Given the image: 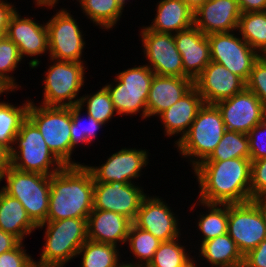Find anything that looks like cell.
I'll use <instances>...</instances> for the list:
<instances>
[{
	"label": "cell",
	"instance_id": "29",
	"mask_svg": "<svg viewBox=\"0 0 266 267\" xmlns=\"http://www.w3.org/2000/svg\"><path fill=\"white\" fill-rule=\"evenodd\" d=\"M79 2L93 23L105 29L115 26L125 7L120 0H79Z\"/></svg>",
	"mask_w": 266,
	"mask_h": 267
},
{
	"label": "cell",
	"instance_id": "53",
	"mask_svg": "<svg viewBox=\"0 0 266 267\" xmlns=\"http://www.w3.org/2000/svg\"><path fill=\"white\" fill-rule=\"evenodd\" d=\"M3 36H4V35L0 32V40L3 38Z\"/></svg>",
	"mask_w": 266,
	"mask_h": 267
},
{
	"label": "cell",
	"instance_id": "2",
	"mask_svg": "<svg viewBox=\"0 0 266 267\" xmlns=\"http://www.w3.org/2000/svg\"><path fill=\"white\" fill-rule=\"evenodd\" d=\"M94 180L86 165L65 166L50 176L46 221L88 218L93 210Z\"/></svg>",
	"mask_w": 266,
	"mask_h": 267
},
{
	"label": "cell",
	"instance_id": "28",
	"mask_svg": "<svg viewBox=\"0 0 266 267\" xmlns=\"http://www.w3.org/2000/svg\"><path fill=\"white\" fill-rule=\"evenodd\" d=\"M237 30L248 45L266 55V11L241 13Z\"/></svg>",
	"mask_w": 266,
	"mask_h": 267
},
{
	"label": "cell",
	"instance_id": "17",
	"mask_svg": "<svg viewBox=\"0 0 266 267\" xmlns=\"http://www.w3.org/2000/svg\"><path fill=\"white\" fill-rule=\"evenodd\" d=\"M147 155L145 150L125 148L112 154L106 163L100 167H86L91 172L94 182L131 183V179L139 177L141 168L147 165Z\"/></svg>",
	"mask_w": 266,
	"mask_h": 267
},
{
	"label": "cell",
	"instance_id": "31",
	"mask_svg": "<svg viewBox=\"0 0 266 267\" xmlns=\"http://www.w3.org/2000/svg\"><path fill=\"white\" fill-rule=\"evenodd\" d=\"M127 242H129L131 252L140 261L138 262L139 264H132L131 262L124 265L128 267H146L162 241L132 223L128 232Z\"/></svg>",
	"mask_w": 266,
	"mask_h": 267
},
{
	"label": "cell",
	"instance_id": "40",
	"mask_svg": "<svg viewBox=\"0 0 266 267\" xmlns=\"http://www.w3.org/2000/svg\"><path fill=\"white\" fill-rule=\"evenodd\" d=\"M247 135L250 145V160L266 158V118L254 126ZM263 136L265 138H262Z\"/></svg>",
	"mask_w": 266,
	"mask_h": 267
},
{
	"label": "cell",
	"instance_id": "32",
	"mask_svg": "<svg viewBox=\"0 0 266 267\" xmlns=\"http://www.w3.org/2000/svg\"><path fill=\"white\" fill-rule=\"evenodd\" d=\"M233 158L250 159L247 134L226 130L212 154L204 161H224Z\"/></svg>",
	"mask_w": 266,
	"mask_h": 267
},
{
	"label": "cell",
	"instance_id": "16",
	"mask_svg": "<svg viewBox=\"0 0 266 267\" xmlns=\"http://www.w3.org/2000/svg\"><path fill=\"white\" fill-rule=\"evenodd\" d=\"M205 104H216L241 92L246 83L229 69L211 61L194 80Z\"/></svg>",
	"mask_w": 266,
	"mask_h": 267
},
{
	"label": "cell",
	"instance_id": "49",
	"mask_svg": "<svg viewBox=\"0 0 266 267\" xmlns=\"http://www.w3.org/2000/svg\"><path fill=\"white\" fill-rule=\"evenodd\" d=\"M193 11L197 10L207 0H182Z\"/></svg>",
	"mask_w": 266,
	"mask_h": 267
},
{
	"label": "cell",
	"instance_id": "11",
	"mask_svg": "<svg viewBox=\"0 0 266 267\" xmlns=\"http://www.w3.org/2000/svg\"><path fill=\"white\" fill-rule=\"evenodd\" d=\"M227 233L235 241L243 256L266 238L265 222L251 200L228 204Z\"/></svg>",
	"mask_w": 266,
	"mask_h": 267
},
{
	"label": "cell",
	"instance_id": "54",
	"mask_svg": "<svg viewBox=\"0 0 266 267\" xmlns=\"http://www.w3.org/2000/svg\"><path fill=\"white\" fill-rule=\"evenodd\" d=\"M123 4H125L126 0H120Z\"/></svg>",
	"mask_w": 266,
	"mask_h": 267
},
{
	"label": "cell",
	"instance_id": "23",
	"mask_svg": "<svg viewBox=\"0 0 266 267\" xmlns=\"http://www.w3.org/2000/svg\"><path fill=\"white\" fill-rule=\"evenodd\" d=\"M132 223L122 214L93 209L87 219L88 240L115 246L118 241L125 243Z\"/></svg>",
	"mask_w": 266,
	"mask_h": 267
},
{
	"label": "cell",
	"instance_id": "36",
	"mask_svg": "<svg viewBox=\"0 0 266 267\" xmlns=\"http://www.w3.org/2000/svg\"><path fill=\"white\" fill-rule=\"evenodd\" d=\"M84 103H87V114L102 124L108 122L114 115V112H116L110 94L105 86L92 96H82L79 105L83 106Z\"/></svg>",
	"mask_w": 266,
	"mask_h": 267
},
{
	"label": "cell",
	"instance_id": "10",
	"mask_svg": "<svg viewBox=\"0 0 266 267\" xmlns=\"http://www.w3.org/2000/svg\"><path fill=\"white\" fill-rule=\"evenodd\" d=\"M210 45L211 61L223 65L239 76L245 83L260 54L230 32L212 33L207 35Z\"/></svg>",
	"mask_w": 266,
	"mask_h": 267
},
{
	"label": "cell",
	"instance_id": "14",
	"mask_svg": "<svg viewBox=\"0 0 266 267\" xmlns=\"http://www.w3.org/2000/svg\"><path fill=\"white\" fill-rule=\"evenodd\" d=\"M144 54L156 75L188 77L183 71V61L176 48L174 35L157 33L144 27L141 31Z\"/></svg>",
	"mask_w": 266,
	"mask_h": 267
},
{
	"label": "cell",
	"instance_id": "5",
	"mask_svg": "<svg viewBox=\"0 0 266 267\" xmlns=\"http://www.w3.org/2000/svg\"><path fill=\"white\" fill-rule=\"evenodd\" d=\"M27 117L39 129L47 146L65 166H79L70 159L71 146V107L45 106L37 107L30 101Z\"/></svg>",
	"mask_w": 266,
	"mask_h": 267
},
{
	"label": "cell",
	"instance_id": "24",
	"mask_svg": "<svg viewBox=\"0 0 266 267\" xmlns=\"http://www.w3.org/2000/svg\"><path fill=\"white\" fill-rule=\"evenodd\" d=\"M203 105L204 101L202 96L199 94L197 88L193 86L180 100L160 114L166 135L183 134L175 144L187 134L199 109Z\"/></svg>",
	"mask_w": 266,
	"mask_h": 267
},
{
	"label": "cell",
	"instance_id": "27",
	"mask_svg": "<svg viewBox=\"0 0 266 267\" xmlns=\"http://www.w3.org/2000/svg\"><path fill=\"white\" fill-rule=\"evenodd\" d=\"M201 256L213 267H242L244 256L228 233L201 243Z\"/></svg>",
	"mask_w": 266,
	"mask_h": 267
},
{
	"label": "cell",
	"instance_id": "15",
	"mask_svg": "<svg viewBox=\"0 0 266 267\" xmlns=\"http://www.w3.org/2000/svg\"><path fill=\"white\" fill-rule=\"evenodd\" d=\"M145 197L142 189L133 183L94 182L93 209L113 211L133 222Z\"/></svg>",
	"mask_w": 266,
	"mask_h": 267
},
{
	"label": "cell",
	"instance_id": "8",
	"mask_svg": "<svg viewBox=\"0 0 266 267\" xmlns=\"http://www.w3.org/2000/svg\"><path fill=\"white\" fill-rule=\"evenodd\" d=\"M154 72L142 65L120 72L115 78V87L106 85L116 114H137L142 109V118H147V98Z\"/></svg>",
	"mask_w": 266,
	"mask_h": 267
},
{
	"label": "cell",
	"instance_id": "39",
	"mask_svg": "<svg viewBox=\"0 0 266 267\" xmlns=\"http://www.w3.org/2000/svg\"><path fill=\"white\" fill-rule=\"evenodd\" d=\"M246 88L260 99L266 110V55L260 56L255 62L246 81Z\"/></svg>",
	"mask_w": 266,
	"mask_h": 267
},
{
	"label": "cell",
	"instance_id": "34",
	"mask_svg": "<svg viewBox=\"0 0 266 267\" xmlns=\"http://www.w3.org/2000/svg\"><path fill=\"white\" fill-rule=\"evenodd\" d=\"M200 203L207 206L210 210L208 214L201 215L198 222L199 230L203 234L202 242L226 234L228 225V204L206 203L203 201H200ZM219 205L223 206L224 209Z\"/></svg>",
	"mask_w": 266,
	"mask_h": 267
},
{
	"label": "cell",
	"instance_id": "48",
	"mask_svg": "<svg viewBox=\"0 0 266 267\" xmlns=\"http://www.w3.org/2000/svg\"><path fill=\"white\" fill-rule=\"evenodd\" d=\"M251 201L257 206L266 225V197L264 195L252 198Z\"/></svg>",
	"mask_w": 266,
	"mask_h": 267
},
{
	"label": "cell",
	"instance_id": "35",
	"mask_svg": "<svg viewBox=\"0 0 266 267\" xmlns=\"http://www.w3.org/2000/svg\"><path fill=\"white\" fill-rule=\"evenodd\" d=\"M192 259L185 248L178 244L177 238L160 243L152 260L146 267H187Z\"/></svg>",
	"mask_w": 266,
	"mask_h": 267
},
{
	"label": "cell",
	"instance_id": "4",
	"mask_svg": "<svg viewBox=\"0 0 266 267\" xmlns=\"http://www.w3.org/2000/svg\"><path fill=\"white\" fill-rule=\"evenodd\" d=\"M14 143L18 144L19 151L10 150V166L17 170L51 176L65 167L28 117L22 122Z\"/></svg>",
	"mask_w": 266,
	"mask_h": 267
},
{
	"label": "cell",
	"instance_id": "3",
	"mask_svg": "<svg viewBox=\"0 0 266 267\" xmlns=\"http://www.w3.org/2000/svg\"><path fill=\"white\" fill-rule=\"evenodd\" d=\"M88 218H66L58 221H45L37 228L46 225V243L35 267H63L78 254L80 247L88 240Z\"/></svg>",
	"mask_w": 266,
	"mask_h": 267
},
{
	"label": "cell",
	"instance_id": "21",
	"mask_svg": "<svg viewBox=\"0 0 266 267\" xmlns=\"http://www.w3.org/2000/svg\"><path fill=\"white\" fill-rule=\"evenodd\" d=\"M6 36L18 46L21 57H32L49 50L47 25H39L28 17L20 18L16 11L9 19Z\"/></svg>",
	"mask_w": 266,
	"mask_h": 267
},
{
	"label": "cell",
	"instance_id": "6",
	"mask_svg": "<svg viewBox=\"0 0 266 267\" xmlns=\"http://www.w3.org/2000/svg\"><path fill=\"white\" fill-rule=\"evenodd\" d=\"M5 177L7 185L2 190L20 201L36 226L43 224L49 210L50 176L24 172L10 166L3 173L2 178Z\"/></svg>",
	"mask_w": 266,
	"mask_h": 267
},
{
	"label": "cell",
	"instance_id": "22",
	"mask_svg": "<svg viewBox=\"0 0 266 267\" xmlns=\"http://www.w3.org/2000/svg\"><path fill=\"white\" fill-rule=\"evenodd\" d=\"M194 86L189 77L160 76L154 74L147 98V117L160 115L176 103Z\"/></svg>",
	"mask_w": 266,
	"mask_h": 267
},
{
	"label": "cell",
	"instance_id": "18",
	"mask_svg": "<svg viewBox=\"0 0 266 267\" xmlns=\"http://www.w3.org/2000/svg\"><path fill=\"white\" fill-rule=\"evenodd\" d=\"M133 224L148 231L162 242L180 237L177 219L169 206L159 197L146 196L143 199Z\"/></svg>",
	"mask_w": 266,
	"mask_h": 267
},
{
	"label": "cell",
	"instance_id": "7",
	"mask_svg": "<svg viewBox=\"0 0 266 267\" xmlns=\"http://www.w3.org/2000/svg\"><path fill=\"white\" fill-rule=\"evenodd\" d=\"M226 131L220 110L215 104H205L199 109L187 134L176 144L182 156L197 157L195 168L206 160L219 144ZM199 158V160H198Z\"/></svg>",
	"mask_w": 266,
	"mask_h": 267
},
{
	"label": "cell",
	"instance_id": "42",
	"mask_svg": "<svg viewBox=\"0 0 266 267\" xmlns=\"http://www.w3.org/2000/svg\"><path fill=\"white\" fill-rule=\"evenodd\" d=\"M22 248L20 242L14 249L0 254V267H35V261Z\"/></svg>",
	"mask_w": 266,
	"mask_h": 267
},
{
	"label": "cell",
	"instance_id": "12",
	"mask_svg": "<svg viewBox=\"0 0 266 267\" xmlns=\"http://www.w3.org/2000/svg\"><path fill=\"white\" fill-rule=\"evenodd\" d=\"M46 25L51 61L83 62L81 56L85 42L71 14L62 9Z\"/></svg>",
	"mask_w": 266,
	"mask_h": 267
},
{
	"label": "cell",
	"instance_id": "30",
	"mask_svg": "<svg viewBox=\"0 0 266 267\" xmlns=\"http://www.w3.org/2000/svg\"><path fill=\"white\" fill-rule=\"evenodd\" d=\"M30 101L22 107L0 102V144L13 149L15 137L17 136L22 122L27 118ZM25 105V106H24ZM11 144V145H10Z\"/></svg>",
	"mask_w": 266,
	"mask_h": 267
},
{
	"label": "cell",
	"instance_id": "47",
	"mask_svg": "<svg viewBox=\"0 0 266 267\" xmlns=\"http://www.w3.org/2000/svg\"><path fill=\"white\" fill-rule=\"evenodd\" d=\"M10 167V150L4 145L0 144V175Z\"/></svg>",
	"mask_w": 266,
	"mask_h": 267
},
{
	"label": "cell",
	"instance_id": "25",
	"mask_svg": "<svg viewBox=\"0 0 266 267\" xmlns=\"http://www.w3.org/2000/svg\"><path fill=\"white\" fill-rule=\"evenodd\" d=\"M149 30L157 33L174 34L194 25V11L182 0H161L156 17Z\"/></svg>",
	"mask_w": 266,
	"mask_h": 267
},
{
	"label": "cell",
	"instance_id": "45",
	"mask_svg": "<svg viewBox=\"0 0 266 267\" xmlns=\"http://www.w3.org/2000/svg\"><path fill=\"white\" fill-rule=\"evenodd\" d=\"M241 13L266 11V0H237Z\"/></svg>",
	"mask_w": 266,
	"mask_h": 267
},
{
	"label": "cell",
	"instance_id": "26",
	"mask_svg": "<svg viewBox=\"0 0 266 267\" xmlns=\"http://www.w3.org/2000/svg\"><path fill=\"white\" fill-rule=\"evenodd\" d=\"M37 226L29 218L25 208L18 199L0 191V229L11 233L21 242Z\"/></svg>",
	"mask_w": 266,
	"mask_h": 267
},
{
	"label": "cell",
	"instance_id": "20",
	"mask_svg": "<svg viewBox=\"0 0 266 267\" xmlns=\"http://www.w3.org/2000/svg\"><path fill=\"white\" fill-rule=\"evenodd\" d=\"M174 39L182 57L183 71L194 81L211 62L207 35L193 25L174 34Z\"/></svg>",
	"mask_w": 266,
	"mask_h": 267
},
{
	"label": "cell",
	"instance_id": "52",
	"mask_svg": "<svg viewBox=\"0 0 266 267\" xmlns=\"http://www.w3.org/2000/svg\"><path fill=\"white\" fill-rule=\"evenodd\" d=\"M187 267H196L195 263L192 261Z\"/></svg>",
	"mask_w": 266,
	"mask_h": 267
},
{
	"label": "cell",
	"instance_id": "46",
	"mask_svg": "<svg viewBox=\"0 0 266 267\" xmlns=\"http://www.w3.org/2000/svg\"><path fill=\"white\" fill-rule=\"evenodd\" d=\"M20 242L13 234L0 229V254L14 249Z\"/></svg>",
	"mask_w": 266,
	"mask_h": 267
},
{
	"label": "cell",
	"instance_id": "9",
	"mask_svg": "<svg viewBox=\"0 0 266 267\" xmlns=\"http://www.w3.org/2000/svg\"><path fill=\"white\" fill-rule=\"evenodd\" d=\"M84 71L83 62L56 60L46 72L42 104L59 107L78 105L80 99L75 98L84 85Z\"/></svg>",
	"mask_w": 266,
	"mask_h": 267
},
{
	"label": "cell",
	"instance_id": "13",
	"mask_svg": "<svg viewBox=\"0 0 266 267\" xmlns=\"http://www.w3.org/2000/svg\"><path fill=\"white\" fill-rule=\"evenodd\" d=\"M221 112L226 130L248 134L266 118L260 99L246 87L231 98L215 104Z\"/></svg>",
	"mask_w": 266,
	"mask_h": 267
},
{
	"label": "cell",
	"instance_id": "19",
	"mask_svg": "<svg viewBox=\"0 0 266 267\" xmlns=\"http://www.w3.org/2000/svg\"><path fill=\"white\" fill-rule=\"evenodd\" d=\"M241 10L237 0H207L194 11V25L205 35L238 29Z\"/></svg>",
	"mask_w": 266,
	"mask_h": 267
},
{
	"label": "cell",
	"instance_id": "33",
	"mask_svg": "<svg viewBox=\"0 0 266 267\" xmlns=\"http://www.w3.org/2000/svg\"><path fill=\"white\" fill-rule=\"evenodd\" d=\"M117 247L112 244L97 243L87 240L79 249L83 254L81 267H122L119 263Z\"/></svg>",
	"mask_w": 266,
	"mask_h": 267
},
{
	"label": "cell",
	"instance_id": "51",
	"mask_svg": "<svg viewBox=\"0 0 266 267\" xmlns=\"http://www.w3.org/2000/svg\"><path fill=\"white\" fill-rule=\"evenodd\" d=\"M7 92V91H13L6 83H4L1 79H0V95L3 92Z\"/></svg>",
	"mask_w": 266,
	"mask_h": 267
},
{
	"label": "cell",
	"instance_id": "50",
	"mask_svg": "<svg viewBox=\"0 0 266 267\" xmlns=\"http://www.w3.org/2000/svg\"><path fill=\"white\" fill-rule=\"evenodd\" d=\"M58 0H35L38 6L53 7Z\"/></svg>",
	"mask_w": 266,
	"mask_h": 267
},
{
	"label": "cell",
	"instance_id": "38",
	"mask_svg": "<svg viewBox=\"0 0 266 267\" xmlns=\"http://www.w3.org/2000/svg\"><path fill=\"white\" fill-rule=\"evenodd\" d=\"M21 57L18 46L7 36L0 40V79L6 83L12 90L17 89L14 78L7 75V72L14 71Z\"/></svg>",
	"mask_w": 266,
	"mask_h": 267
},
{
	"label": "cell",
	"instance_id": "37",
	"mask_svg": "<svg viewBox=\"0 0 266 267\" xmlns=\"http://www.w3.org/2000/svg\"><path fill=\"white\" fill-rule=\"evenodd\" d=\"M82 106L74 105L71 107V146L74 148L77 144H89L95 137L96 131L103 126L102 123L95 120L92 116L87 114L88 124H83L81 119ZM82 121V122H81ZM83 124V125H82Z\"/></svg>",
	"mask_w": 266,
	"mask_h": 267
},
{
	"label": "cell",
	"instance_id": "1",
	"mask_svg": "<svg viewBox=\"0 0 266 267\" xmlns=\"http://www.w3.org/2000/svg\"><path fill=\"white\" fill-rule=\"evenodd\" d=\"M193 170L201 189L199 201L235 204L251 200L250 159L203 161Z\"/></svg>",
	"mask_w": 266,
	"mask_h": 267
},
{
	"label": "cell",
	"instance_id": "44",
	"mask_svg": "<svg viewBox=\"0 0 266 267\" xmlns=\"http://www.w3.org/2000/svg\"><path fill=\"white\" fill-rule=\"evenodd\" d=\"M14 6L0 0V32L6 36L8 22L11 15L16 11Z\"/></svg>",
	"mask_w": 266,
	"mask_h": 267
},
{
	"label": "cell",
	"instance_id": "41",
	"mask_svg": "<svg viewBox=\"0 0 266 267\" xmlns=\"http://www.w3.org/2000/svg\"><path fill=\"white\" fill-rule=\"evenodd\" d=\"M266 194V158L251 161V199Z\"/></svg>",
	"mask_w": 266,
	"mask_h": 267
},
{
	"label": "cell",
	"instance_id": "43",
	"mask_svg": "<svg viewBox=\"0 0 266 267\" xmlns=\"http://www.w3.org/2000/svg\"><path fill=\"white\" fill-rule=\"evenodd\" d=\"M242 267H266V238L244 255Z\"/></svg>",
	"mask_w": 266,
	"mask_h": 267
}]
</instances>
